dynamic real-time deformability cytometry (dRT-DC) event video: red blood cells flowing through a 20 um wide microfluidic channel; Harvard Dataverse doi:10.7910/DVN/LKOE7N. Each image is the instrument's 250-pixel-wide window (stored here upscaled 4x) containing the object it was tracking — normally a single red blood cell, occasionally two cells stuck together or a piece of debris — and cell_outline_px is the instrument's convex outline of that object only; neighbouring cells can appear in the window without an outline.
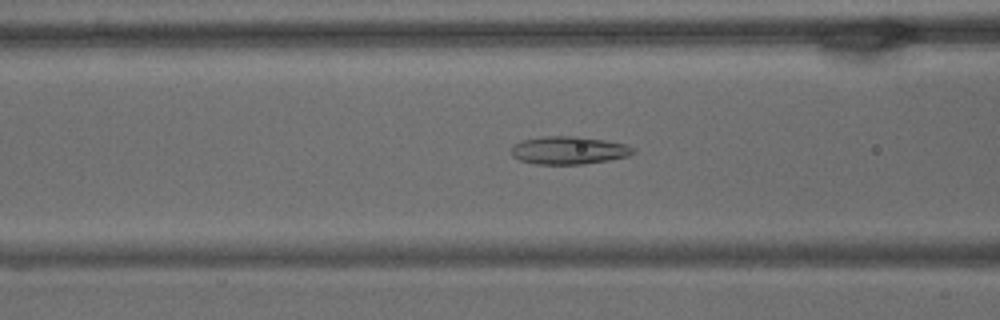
{"species": "common noctule bat (a hibernating species)", "species_latin": "Nyctalus noctula", "temperature_condition": "warm", "stored_images_in_passage": 58, "camera_frame_rate_fps": 3000, "um_per_image_px": 0.085, "animal": {"sex": "male", "body_mass_g": 15.6}, "frame": {"image": 1, "passage_image": 22, "time_ms": 7.0, "image_size_px": [1000, 320], "cell_outline_px": [[636, 152], [628, 156], [608, 160], [584, 164], [536, 164], [520, 160], [512, 156], [512, 148], [516, 144], [524, 140], [544, 136], [576, 136], [604, 140], [624, 144], [632, 148]], "centroid_in_image_um": [48.35, 12.78], "position_along_channel_um": 118.3, "area_um2": 19.54}}
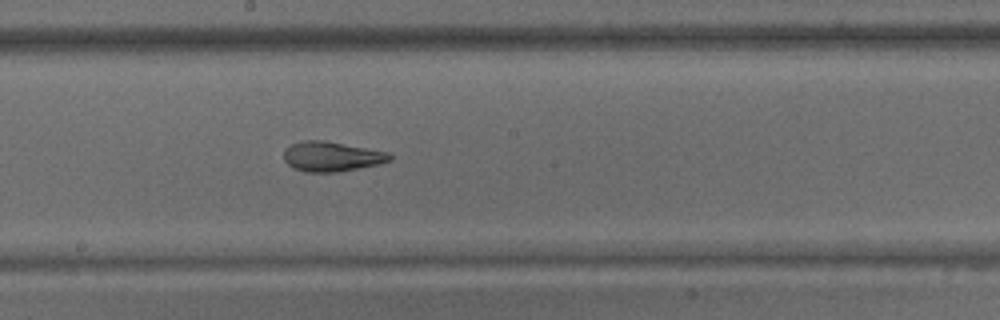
{"frame": {"image": 2, "passage_image": 31, "time_ms": 10.0, "image_size_px": [1000, 320], "cell_outline_px": [[392, 160], [380, 164], [336, 172], [304, 172], [292, 168], [284, 160], [284, 148], [292, 144], [304, 140], [324, 140], [388, 152], [392, 156]], "centroid_in_image_um": [28.17, 13.3], "position_along_channel_um": 220.0, "area_um2": 18.5}}
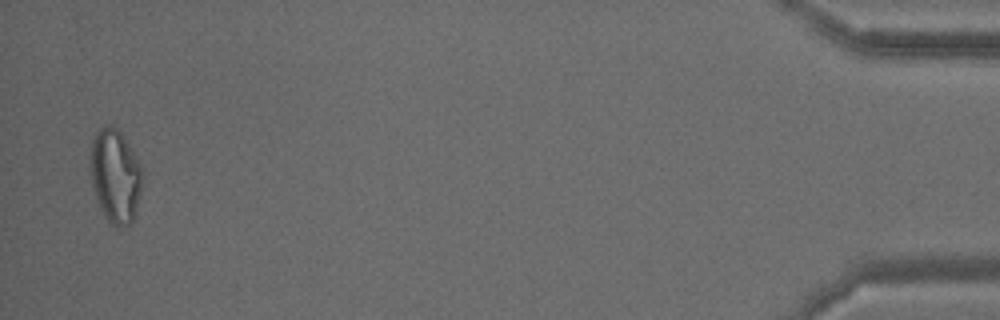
{"frame": {"image": 3, "passage_image": 57, "time_ms": 18.667, "image_size_px": [1000, 320], "cell_outline_px": [[144, 176], [140, 196], [136, 212], [132, 220], [128, 224], [120, 228], [112, 224], [104, 216], [96, 200], [88, 168], [88, 156], [92, 140], [96, 132], [104, 124], [112, 124], [120, 132], [136, 156], [140, 164]], "centroid_in_image_um": [9.77, 14.93], "position_along_channel_um": 425.4, "area_um2": 29.07}, "authors_computed_cell_mechanics": {"area_um2": 22.1952, "velocity_mm_per_s": 3.3927, "shape_relaxation_time_tau1_ms": null, "shape_relaxation_time_tau2_ms": 2.832, "deformation_change_tau1": null, "deformation_change_tau2": 0.0942}}